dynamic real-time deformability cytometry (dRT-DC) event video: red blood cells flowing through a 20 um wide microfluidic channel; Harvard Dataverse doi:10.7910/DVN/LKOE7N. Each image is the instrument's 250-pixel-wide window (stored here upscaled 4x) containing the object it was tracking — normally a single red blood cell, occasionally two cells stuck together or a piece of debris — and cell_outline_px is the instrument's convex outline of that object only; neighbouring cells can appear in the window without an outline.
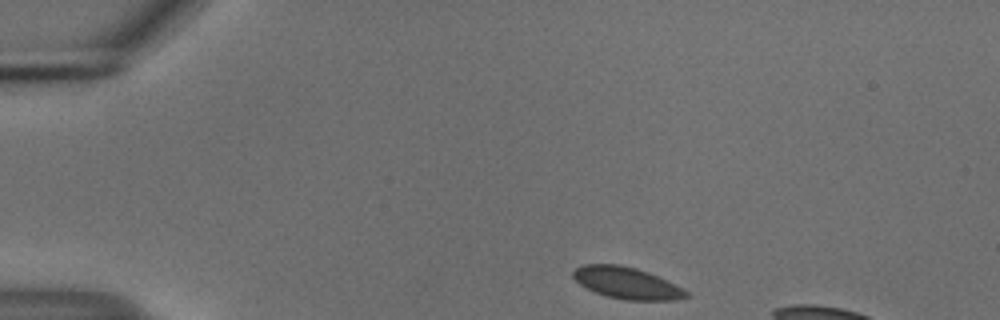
{"species": "common noctule bat (a hibernating species)", "species_latin": "Nyctalus noctula", "temperature_condition": "cold", "stored_images_in_passage": 8, "camera_frame_rate_fps": 3000, "um_per_image_px": 0.085, "animal": {"sex": "male", "body_mass_g": 18.8}, "frame": {"image": 1, "passage_image": 1, "time_ms": 0.0, "image_size_px": [1000, 320], "cell_outline_px": [[692, 296], [676, 300], [624, 300], [608, 296], [596, 292], [580, 284], [572, 276], [572, 272], [576, 268], [584, 264], [616, 264], [636, 268], [648, 272], [684, 288]], "centroid_in_image_um": [53.32, 24.06], "position_along_channel_um": 31.7, "area_um2": 20.81}}